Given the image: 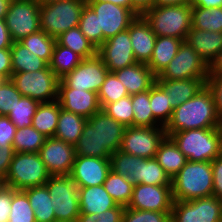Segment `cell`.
I'll return each instance as SVG.
<instances>
[{
  "mask_svg": "<svg viewBox=\"0 0 222 222\" xmlns=\"http://www.w3.org/2000/svg\"><path fill=\"white\" fill-rule=\"evenodd\" d=\"M87 5L98 17L99 31H103L104 42L127 30L137 17L130 9L111 2H87Z\"/></svg>",
  "mask_w": 222,
  "mask_h": 222,
  "instance_id": "obj_17",
  "label": "cell"
},
{
  "mask_svg": "<svg viewBox=\"0 0 222 222\" xmlns=\"http://www.w3.org/2000/svg\"><path fill=\"white\" fill-rule=\"evenodd\" d=\"M17 127L8 116L0 115V148L12 145Z\"/></svg>",
  "mask_w": 222,
  "mask_h": 222,
  "instance_id": "obj_51",
  "label": "cell"
},
{
  "mask_svg": "<svg viewBox=\"0 0 222 222\" xmlns=\"http://www.w3.org/2000/svg\"><path fill=\"white\" fill-rule=\"evenodd\" d=\"M207 78L179 80L156 79V83L167 93L173 109L194 97L206 85Z\"/></svg>",
  "mask_w": 222,
  "mask_h": 222,
  "instance_id": "obj_24",
  "label": "cell"
},
{
  "mask_svg": "<svg viewBox=\"0 0 222 222\" xmlns=\"http://www.w3.org/2000/svg\"><path fill=\"white\" fill-rule=\"evenodd\" d=\"M57 101L63 110L79 114L87 119L101 110L98 94L92 91L58 88Z\"/></svg>",
  "mask_w": 222,
  "mask_h": 222,
  "instance_id": "obj_21",
  "label": "cell"
},
{
  "mask_svg": "<svg viewBox=\"0 0 222 222\" xmlns=\"http://www.w3.org/2000/svg\"><path fill=\"white\" fill-rule=\"evenodd\" d=\"M10 50L13 73L33 72L46 69L49 66L45 60L31 53L20 42H13Z\"/></svg>",
  "mask_w": 222,
  "mask_h": 222,
  "instance_id": "obj_32",
  "label": "cell"
},
{
  "mask_svg": "<svg viewBox=\"0 0 222 222\" xmlns=\"http://www.w3.org/2000/svg\"><path fill=\"white\" fill-rule=\"evenodd\" d=\"M133 47L135 60L147 64L153 54L156 35L143 15L137 16L127 29Z\"/></svg>",
  "mask_w": 222,
  "mask_h": 222,
  "instance_id": "obj_22",
  "label": "cell"
},
{
  "mask_svg": "<svg viewBox=\"0 0 222 222\" xmlns=\"http://www.w3.org/2000/svg\"><path fill=\"white\" fill-rule=\"evenodd\" d=\"M23 191L34 210L36 222H55V211L52 208L51 197L45 185L27 188Z\"/></svg>",
  "mask_w": 222,
  "mask_h": 222,
  "instance_id": "obj_31",
  "label": "cell"
},
{
  "mask_svg": "<svg viewBox=\"0 0 222 222\" xmlns=\"http://www.w3.org/2000/svg\"><path fill=\"white\" fill-rule=\"evenodd\" d=\"M133 105V126L158 127L162 126L153 116L150 107V89L148 91L131 95Z\"/></svg>",
  "mask_w": 222,
  "mask_h": 222,
  "instance_id": "obj_36",
  "label": "cell"
},
{
  "mask_svg": "<svg viewBox=\"0 0 222 222\" xmlns=\"http://www.w3.org/2000/svg\"><path fill=\"white\" fill-rule=\"evenodd\" d=\"M132 12L136 15H143L148 9L155 5V0H130Z\"/></svg>",
  "mask_w": 222,
  "mask_h": 222,
  "instance_id": "obj_55",
  "label": "cell"
},
{
  "mask_svg": "<svg viewBox=\"0 0 222 222\" xmlns=\"http://www.w3.org/2000/svg\"><path fill=\"white\" fill-rule=\"evenodd\" d=\"M150 107L154 118L165 127L174 109L170 105L169 96L157 83L150 88Z\"/></svg>",
  "mask_w": 222,
  "mask_h": 222,
  "instance_id": "obj_40",
  "label": "cell"
},
{
  "mask_svg": "<svg viewBox=\"0 0 222 222\" xmlns=\"http://www.w3.org/2000/svg\"><path fill=\"white\" fill-rule=\"evenodd\" d=\"M12 73L11 50L0 49V77L3 80H8Z\"/></svg>",
  "mask_w": 222,
  "mask_h": 222,
  "instance_id": "obj_54",
  "label": "cell"
},
{
  "mask_svg": "<svg viewBox=\"0 0 222 222\" xmlns=\"http://www.w3.org/2000/svg\"><path fill=\"white\" fill-rule=\"evenodd\" d=\"M125 206L118 205L99 214H80L76 222H122Z\"/></svg>",
  "mask_w": 222,
  "mask_h": 222,
  "instance_id": "obj_48",
  "label": "cell"
},
{
  "mask_svg": "<svg viewBox=\"0 0 222 222\" xmlns=\"http://www.w3.org/2000/svg\"><path fill=\"white\" fill-rule=\"evenodd\" d=\"M8 222H36L34 210L23 190L13 193Z\"/></svg>",
  "mask_w": 222,
  "mask_h": 222,
  "instance_id": "obj_44",
  "label": "cell"
},
{
  "mask_svg": "<svg viewBox=\"0 0 222 222\" xmlns=\"http://www.w3.org/2000/svg\"><path fill=\"white\" fill-rule=\"evenodd\" d=\"M13 44L5 20H0V49H10Z\"/></svg>",
  "mask_w": 222,
  "mask_h": 222,
  "instance_id": "obj_56",
  "label": "cell"
},
{
  "mask_svg": "<svg viewBox=\"0 0 222 222\" xmlns=\"http://www.w3.org/2000/svg\"><path fill=\"white\" fill-rule=\"evenodd\" d=\"M182 39L168 36H157L155 47L150 61L147 63L149 69L158 76L169 62L177 54Z\"/></svg>",
  "mask_w": 222,
  "mask_h": 222,
  "instance_id": "obj_27",
  "label": "cell"
},
{
  "mask_svg": "<svg viewBox=\"0 0 222 222\" xmlns=\"http://www.w3.org/2000/svg\"><path fill=\"white\" fill-rule=\"evenodd\" d=\"M143 17L156 36L186 40L192 27L191 6L187 4L154 5Z\"/></svg>",
  "mask_w": 222,
  "mask_h": 222,
  "instance_id": "obj_6",
  "label": "cell"
},
{
  "mask_svg": "<svg viewBox=\"0 0 222 222\" xmlns=\"http://www.w3.org/2000/svg\"><path fill=\"white\" fill-rule=\"evenodd\" d=\"M51 175L39 153L15 152L8 175L1 182L15 190L44 186Z\"/></svg>",
  "mask_w": 222,
  "mask_h": 222,
  "instance_id": "obj_7",
  "label": "cell"
},
{
  "mask_svg": "<svg viewBox=\"0 0 222 222\" xmlns=\"http://www.w3.org/2000/svg\"><path fill=\"white\" fill-rule=\"evenodd\" d=\"M209 66L222 49V32L191 27L185 40Z\"/></svg>",
  "mask_w": 222,
  "mask_h": 222,
  "instance_id": "obj_25",
  "label": "cell"
},
{
  "mask_svg": "<svg viewBox=\"0 0 222 222\" xmlns=\"http://www.w3.org/2000/svg\"><path fill=\"white\" fill-rule=\"evenodd\" d=\"M114 73L130 96L148 91L156 83V75L145 63L137 62Z\"/></svg>",
  "mask_w": 222,
  "mask_h": 222,
  "instance_id": "obj_23",
  "label": "cell"
},
{
  "mask_svg": "<svg viewBox=\"0 0 222 222\" xmlns=\"http://www.w3.org/2000/svg\"><path fill=\"white\" fill-rule=\"evenodd\" d=\"M220 121L213 95L205 85L194 97L173 110L172 116L164 128L166 136L169 137L178 131L219 128Z\"/></svg>",
  "mask_w": 222,
  "mask_h": 222,
  "instance_id": "obj_2",
  "label": "cell"
},
{
  "mask_svg": "<svg viewBox=\"0 0 222 222\" xmlns=\"http://www.w3.org/2000/svg\"><path fill=\"white\" fill-rule=\"evenodd\" d=\"M188 0H155V5L187 4Z\"/></svg>",
  "mask_w": 222,
  "mask_h": 222,
  "instance_id": "obj_61",
  "label": "cell"
},
{
  "mask_svg": "<svg viewBox=\"0 0 222 222\" xmlns=\"http://www.w3.org/2000/svg\"><path fill=\"white\" fill-rule=\"evenodd\" d=\"M111 170L133 185L172 186V179L155 158L144 159L118 150L110 156Z\"/></svg>",
  "mask_w": 222,
  "mask_h": 222,
  "instance_id": "obj_3",
  "label": "cell"
},
{
  "mask_svg": "<svg viewBox=\"0 0 222 222\" xmlns=\"http://www.w3.org/2000/svg\"><path fill=\"white\" fill-rule=\"evenodd\" d=\"M169 137L189 161L211 162L222 153L220 128L178 131Z\"/></svg>",
  "mask_w": 222,
  "mask_h": 222,
  "instance_id": "obj_5",
  "label": "cell"
},
{
  "mask_svg": "<svg viewBox=\"0 0 222 222\" xmlns=\"http://www.w3.org/2000/svg\"><path fill=\"white\" fill-rule=\"evenodd\" d=\"M108 72L102 58L96 54L82 59L75 69L60 79L58 88H73L98 93Z\"/></svg>",
  "mask_w": 222,
  "mask_h": 222,
  "instance_id": "obj_13",
  "label": "cell"
},
{
  "mask_svg": "<svg viewBox=\"0 0 222 222\" xmlns=\"http://www.w3.org/2000/svg\"><path fill=\"white\" fill-rule=\"evenodd\" d=\"M19 42L27 47L31 53L45 60L48 64L50 63L56 38L39 30L38 32L23 38Z\"/></svg>",
  "mask_w": 222,
  "mask_h": 222,
  "instance_id": "obj_39",
  "label": "cell"
},
{
  "mask_svg": "<svg viewBox=\"0 0 222 222\" xmlns=\"http://www.w3.org/2000/svg\"><path fill=\"white\" fill-rule=\"evenodd\" d=\"M97 54L102 58L109 72H115L137 63L128 30L107 39L97 49Z\"/></svg>",
  "mask_w": 222,
  "mask_h": 222,
  "instance_id": "obj_19",
  "label": "cell"
},
{
  "mask_svg": "<svg viewBox=\"0 0 222 222\" xmlns=\"http://www.w3.org/2000/svg\"><path fill=\"white\" fill-rule=\"evenodd\" d=\"M10 79L22 96L39 103L57 100L60 79L49 66L33 72L12 73Z\"/></svg>",
  "mask_w": 222,
  "mask_h": 222,
  "instance_id": "obj_10",
  "label": "cell"
},
{
  "mask_svg": "<svg viewBox=\"0 0 222 222\" xmlns=\"http://www.w3.org/2000/svg\"><path fill=\"white\" fill-rule=\"evenodd\" d=\"M132 107L131 96L129 95L117 102L106 104L102 110L125 127H131L133 126L134 116Z\"/></svg>",
  "mask_w": 222,
  "mask_h": 222,
  "instance_id": "obj_45",
  "label": "cell"
},
{
  "mask_svg": "<svg viewBox=\"0 0 222 222\" xmlns=\"http://www.w3.org/2000/svg\"><path fill=\"white\" fill-rule=\"evenodd\" d=\"M87 0H61L40 5V30L54 38L77 27Z\"/></svg>",
  "mask_w": 222,
  "mask_h": 222,
  "instance_id": "obj_8",
  "label": "cell"
},
{
  "mask_svg": "<svg viewBox=\"0 0 222 222\" xmlns=\"http://www.w3.org/2000/svg\"><path fill=\"white\" fill-rule=\"evenodd\" d=\"M188 4L202 8L222 7V0H188Z\"/></svg>",
  "mask_w": 222,
  "mask_h": 222,
  "instance_id": "obj_57",
  "label": "cell"
},
{
  "mask_svg": "<svg viewBox=\"0 0 222 222\" xmlns=\"http://www.w3.org/2000/svg\"><path fill=\"white\" fill-rule=\"evenodd\" d=\"M213 171V196L222 199V153L211 161Z\"/></svg>",
  "mask_w": 222,
  "mask_h": 222,
  "instance_id": "obj_52",
  "label": "cell"
},
{
  "mask_svg": "<svg viewBox=\"0 0 222 222\" xmlns=\"http://www.w3.org/2000/svg\"><path fill=\"white\" fill-rule=\"evenodd\" d=\"M38 153L51 176L70 175L76 156L74 145L50 137Z\"/></svg>",
  "mask_w": 222,
  "mask_h": 222,
  "instance_id": "obj_16",
  "label": "cell"
},
{
  "mask_svg": "<svg viewBox=\"0 0 222 222\" xmlns=\"http://www.w3.org/2000/svg\"><path fill=\"white\" fill-rule=\"evenodd\" d=\"M87 2H111L115 5L126 7L132 11V4L130 0H87Z\"/></svg>",
  "mask_w": 222,
  "mask_h": 222,
  "instance_id": "obj_59",
  "label": "cell"
},
{
  "mask_svg": "<svg viewBox=\"0 0 222 222\" xmlns=\"http://www.w3.org/2000/svg\"><path fill=\"white\" fill-rule=\"evenodd\" d=\"M206 86L213 95L217 114L222 119V74H208Z\"/></svg>",
  "mask_w": 222,
  "mask_h": 222,
  "instance_id": "obj_49",
  "label": "cell"
},
{
  "mask_svg": "<svg viewBox=\"0 0 222 222\" xmlns=\"http://www.w3.org/2000/svg\"><path fill=\"white\" fill-rule=\"evenodd\" d=\"M171 222H222V199L215 196L174 201Z\"/></svg>",
  "mask_w": 222,
  "mask_h": 222,
  "instance_id": "obj_14",
  "label": "cell"
},
{
  "mask_svg": "<svg viewBox=\"0 0 222 222\" xmlns=\"http://www.w3.org/2000/svg\"><path fill=\"white\" fill-rule=\"evenodd\" d=\"M213 195L211 162L189 161L172 179L174 201H191Z\"/></svg>",
  "mask_w": 222,
  "mask_h": 222,
  "instance_id": "obj_4",
  "label": "cell"
},
{
  "mask_svg": "<svg viewBox=\"0 0 222 222\" xmlns=\"http://www.w3.org/2000/svg\"><path fill=\"white\" fill-rule=\"evenodd\" d=\"M80 214H99L118 204L109 196L103 184L99 186H90L78 188Z\"/></svg>",
  "mask_w": 222,
  "mask_h": 222,
  "instance_id": "obj_26",
  "label": "cell"
},
{
  "mask_svg": "<svg viewBox=\"0 0 222 222\" xmlns=\"http://www.w3.org/2000/svg\"><path fill=\"white\" fill-rule=\"evenodd\" d=\"M61 105L52 101L40 103L32 119V126L45 137H54Z\"/></svg>",
  "mask_w": 222,
  "mask_h": 222,
  "instance_id": "obj_30",
  "label": "cell"
},
{
  "mask_svg": "<svg viewBox=\"0 0 222 222\" xmlns=\"http://www.w3.org/2000/svg\"><path fill=\"white\" fill-rule=\"evenodd\" d=\"M40 5L50 4L54 2H59L61 0H36Z\"/></svg>",
  "mask_w": 222,
  "mask_h": 222,
  "instance_id": "obj_62",
  "label": "cell"
},
{
  "mask_svg": "<svg viewBox=\"0 0 222 222\" xmlns=\"http://www.w3.org/2000/svg\"><path fill=\"white\" fill-rule=\"evenodd\" d=\"M209 74H222V49L209 65Z\"/></svg>",
  "mask_w": 222,
  "mask_h": 222,
  "instance_id": "obj_58",
  "label": "cell"
},
{
  "mask_svg": "<svg viewBox=\"0 0 222 222\" xmlns=\"http://www.w3.org/2000/svg\"><path fill=\"white\" fill-rule=\"evenodd\" d=\"M192 27L205 31L222 32V7L191 6Z\"/></svg>",
  "mask_w": 222,
  "mask_h": 222,
  "instance_id": "obj_35",
  "label": "cell"
},
{
  "mask_svg": "<svg viewBox=\"0 0 222 222\" xmlns=\"http://www.w3.org/2000/svg\"><path fill=\"white\" fill-rule=\"evenodd\" d=\"M220 131H221V134H222V119H221V121H220Z\"/></svg>",
  "mask_w": 222,
  "mask_h": 222,
  "instance_id": "obj_63",
  "label": "cell"
},
{
  "mask_svg": "<svg viewBox=\"0 0 222 222\" xmlns=\"http://www.w3.org/2000/svg\"><path fill=\"white\" fill-rule=\"evenodd\" d=\"M12 0H0V20H5Z\"/></svg>",
  "mask_w": 222,
  "mask_h": 222,
  "instance_id": "obj_60",
  "label": "cell"
},
{
  "mask_svg": "<svg viewBox=\"0 0 222 222\" xmlns=\"http://www.w3.org/2000/svg\"><path fill=\"white\" fill-rule=\"evenodd\" d=\"M16 190L0 183V222H8L13 193Z\"/></svg>",
  "mask_w": 222,
  "mask_h": 222,
  "instance_id": "obj_50",
  "label": "cell"
},
{
  "mask_svg": "<svg viewBox=\"0 0 222 222\" xmlns=\"http://www.w3.org/2000/svg\"><path fill=\"white\" fill-rule=\"evenodd\" d=\"M209 66L200 55L186 42L179 46L177 54L156 76V79L179 80L189 78H207Z\"/></svg>",
  "mask_w": 222,
  "mask_h": 222,
  "instance_id": "obj_12",
  "label": "cell"
},
{
  "mask_svg": "<svg viewBox=\"0 0 222 222\" xmlns=\"http://www.w3.org/2000/svg\"><path fill=\"white\" fill-rule=\"evenodd\" d=\"M172 186L135 184L127 208L171 212L173 205Z\"/></svg>",
  "mask_w": 222,
  "mask_h": 222,
  "instance_id": "obj_18",
  "label": "cell"
},
{
  "mask_svg": "<svg viewBox=\"0 0 222 222\" xmlns=\"http://www.w3.org/2000/svg\"><path fill=\"white\" fill-rule=\"evenodd\" d=\"M5 23L13 42L40 30V4L36 0H12Z\"/></svg>",
  "mask_w": 222,
  "mask_h": 222,
  "instance_id": "obj_11",
  "label": "cell"
},
{
  "mask_svg": "<svg viewBox=\"0 0 222 222\" xmlns=\"http://www.w3.org/2000/svg\"><path fill=\"white\" fill-rule=\"evenodd\" d=\"M45 186L55 211V222L77 221L80 215L78 186L71 177L69 175L50 176Z\"/></svg>",
  "mask_w": 222,
  "mask_h": 222,
  "instance_id": "obj_9",
  "label": "cell"
},
{
  "mask_svg": "<svg viewBox=\"0 0 222 222\" xmlns=\"http://www.w3.org/2000/svg\"><path fill=\"white\" fill-rule=\"evenodd\" d=\"M98 100L101 109L109 103H114L129 96L125 86L117 78L114 72H108L104 83L98 91Z\"/></svg>",
  "mask_w": 222,
  "mask_h": 222,
  "instance_id": "obj_41",
  "label": "cell"
},
{
  "mask_svg": "<svg viewBox=\"0 0 222 222\" xmlns=\"http://www.w3.org/2000/svg\"><path fill=\"white\" fill-rule=\"evenodd\" d=\"M21 97L11 79L3 80L0 83V115L7 116Z\"/></svg>",
  "mask_w": 222,
  "mask_h": 222,
  "instance_id": "obj_47",
  "label": "cell"
},
{
  "mask_svg": "<svg viewBox=\"0 0 222 222\" xmlns=\"http://www.w3.org/2000/svg\"><path fill=\"white\" fill-rule=\"evenodd\" d=\"M78 27L96 49L104 43L103 31H99L98 17L87 4L81 13Z\"/></svg>",
  "mask_w": 222,
  "mask_h": 222,
  "instance_id": "obj_43",
  "label": "cell"
},
{
  "mask_svg": "<svg viewBox=\"0 0 222 222\" xmlns=\"http://www.w3.org/2000/svg\"><path fill=\"white\" fill-rule=\"evenodd\" d=\"M155 159L168 176L173 179L187 162L185 155L170 137H165L159 144Z\"/></svg>",
  "mask_w": 222,
  "mask_h": 222,
  "instance_id": "obj_28",
  "label": "cell"
},
{
  "mask_svg": "<svg viewBox=\"0 0 222 222\" xmlns=\"http://www.w3.org/2000/svg\"><path fill=\"white\" fill-rule=\"evenodd\" d=\"M56 41L73 52L82 59L93 57L97 54L95 46L85 37L79 27H74L62 33L56 38Z\"/></svg>",
  "mask_w": 222,
  "mask_h": 222,
  "instance_id": "obj_34",
  "label": "cell"
},
{
  "mask_svg": "<svg viewBox=\"0 0 222 222\" xmlns=\"http://www.w3.org/2000/svg\"><path fill=\"white\" fill-rule=\"evenodd\" d=\"M165 137L166 133L163 126L126 127L120 150L144 159L155 158L159 144Z\"/></svg>",
  "mask_w": 222,
  "mask_h": 222,
  "instance_id": "obj_15",
  "label": "cell"
},
{
  "mask_svg": "<svg viewBox=\"0 0 222 222\" xmlns=\"http://www.w3.org/2000/svg\"><path fill=\"white\" fill-rule=\"evenodd\" d=\"M125 129L101 109L87 119L82 135L74 145L76 155L110 158L120 150Z\"/></svg>",
  "mask_w": 222,
  "mask_h": 222,
  "instance_id": "obj_1",
  "label": "cell"
},
{
  "mask_svg": "<svg viewBox=\"0 0 222 222\" xmlns=\"http://www.w3.org/2000/svg\"><path fill=\"white\" fill-rule=\"evenodd\" d=\"M110 171V158L76 155L69 176L78 188H84L102 185Z\"/></svg>",
  "mask_w": 222,
  "mask_h": 222,
  "instance_id": "obj_20",
  "label": "cell"
},
{
  "mask_svg": "<svg viewBox=\"0 0 222 222\" xmlns=\"http://www.w3.org/2000/svg\"><path fill=\"white\" fill-rule=\"evenodd\" d=\"M103 186L109 196H111L118 205L128 206L132 198L134 185L126 178L111 170Z\"/></svg>",
  "mask_w": 222,
  "mask_h": 222,
  "instance_id": "obj_37",
  "label": "cell"
},
{
  "mask_svg": "<svg viewBox=\"0 0 222 222\" xmlns=\"http://www.w3.org/2000/svg\"><path fill=\"white\" fill-rule=\"evenodd\" d=\"M39 104L32 98L22 96L7 116L17 129L32 126V119Z\"/></svg>",
  "mask_w": 222,
  "mask_h": 222,
  "instance_id": "obj_42",
  "label": "cell"
},
{
  "mask_svg": "<svg viewBox=\"0 0 222 222\" xmlns=\"http://www.w3.org/2000/svg\"><path fill=\"white\" fill-rule=\"evenodd\" d=\"M46 138L33 126H25L16 130L12 147L15 152L38 153Z\"/></svg>",
  "mask_w": 222,
  "mask_h": 222,
  "instance_id": "obj_38",
  "label": "cell"
},
{
  "mask_svg": "<svg viewBox=\"0 0 222 222\" xmlns=\"http://www.w3.org/2000/svg\"><path fill=\"white\" fill-rule=\"evenodd\" d=\"M86 122L87 118L60 108L54 137L75 145L82 135L83 127Z\"/></svg>",
  "mask_w": 222,
  "mask_h": 222,
  "instance_id": "obj_29",
  "label": "cell"
},
{
  "mask_svg": "<svg viewBox=\"0 0 222 222\" xmlns=\"http://www.w3.org/2000/svg\"><path fill=\"white\" fill-rule=\"evenodd\" d=\"M122 222H171V212L137 210L125 207Z\"/></svg>",
  "mask_w": 222,
  "mask_h": 222,
  "instance_id": "obj_46",
  "label": "cell"
},
{
  "mask_svg": "<svg viewBox=\"0 0 222 222\" xmlns=\"http://www.w3.org/2000/svg\"><path fill=\"white\" fill-rule=\"evenodd\" d=\"M14 154L15 151L12 145H6L0 148V183L8 175L10 163L13 159Z\"/></svg>",
  "mask_w": 222,
  "mask_h": 222,
  "instance_id": "obj_53",
  "label": "cell"
},
{
  "mask_svg": "<svg viewBox=\"0 0 222 222\" xmlns=\"http://www.w3.org/2000/svg\"><path fill=\"white\" fill-rule=\"evenodd\" d=\"M82 58L70 48L60 45L57 41L54 45L49 68L61 79L67 73L75 69Z\"/></svg>",
  "mask_w": 222,
  "mask_h": 222,
  "instance_id": "obj_33",
  "label": "cell"
}]
</instances>
